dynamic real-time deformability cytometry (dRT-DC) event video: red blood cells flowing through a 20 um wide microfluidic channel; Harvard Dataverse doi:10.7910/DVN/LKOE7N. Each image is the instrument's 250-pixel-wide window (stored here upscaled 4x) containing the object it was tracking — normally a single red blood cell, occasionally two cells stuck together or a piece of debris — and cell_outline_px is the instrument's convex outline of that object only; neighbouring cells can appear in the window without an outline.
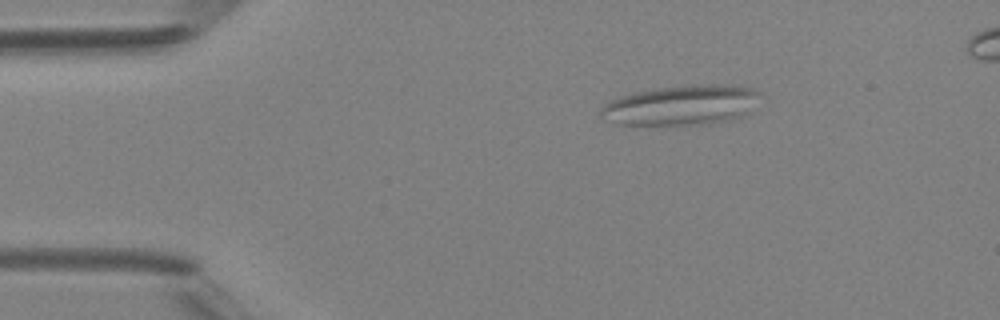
{"species": "Egyptian fruit bat (a non-hibernating species)", "species_latin": "Rousettus aegyptiacus", "temperature_condition": "room temperature", "stored_images_in_passage": 4, "camera_frame_rate_fps": 3000, "um_per_image_px": 0.085, "animal": {"sex": "female"}, "frame": {"image": 1, "passage_image": 1, "time_ms": 0.0, "image_size_px": [1000, 320], "cell_outline_px": [[756, 92], [744, 112], [740, 116], [708, 124], [616, 124], [604, 120], [600, 112], [612, 100], [636, 92], [660, 88], [712, 84], [724, 84], [752, 88]], "centroid_in_image_um": [57.8, 8.95], "position_along_channel_um": 27.2, "area_um2": 35.2}}